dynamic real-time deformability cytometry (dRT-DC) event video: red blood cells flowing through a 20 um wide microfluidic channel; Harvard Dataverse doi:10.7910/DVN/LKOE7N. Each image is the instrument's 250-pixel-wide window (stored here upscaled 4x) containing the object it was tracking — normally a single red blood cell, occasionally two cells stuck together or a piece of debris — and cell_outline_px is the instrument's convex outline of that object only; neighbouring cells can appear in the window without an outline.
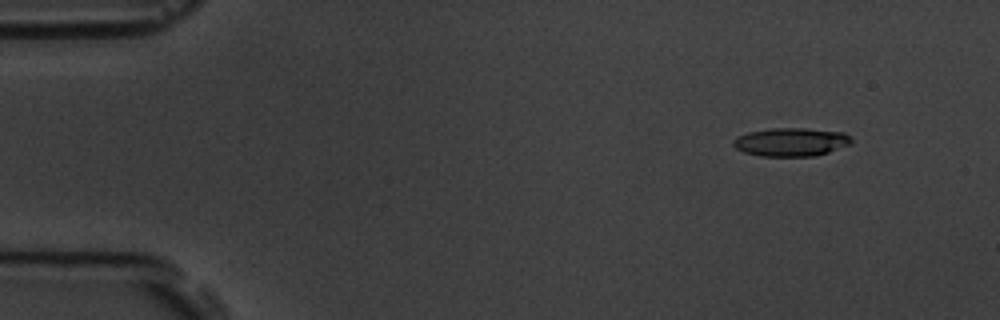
{"species": "common noctule bat (a hibernating species)", "species_latin": "Nyctalus noctula", "temperature_condition": "room temperature", "stored_images_in_passage": 15, "camera_frame_rate_fps": 3000, "um_per_image_px": 0.085, "animal": {"sex": "male", "body_mass_g": 19.5, "forearm_length_mm": 54.6}, "frame": {"image": 1, "passage_image": 2, "time_ms": 1.0, "image_size_px": [1000, 320], "cell_outline_px": [[852, 144], [816, 156], [760, 156], [744, 152], [736, 148], [732, 144], [732, 140], [736, 136], [748, 132], [772, 128], [804, 128], [844, 132], [852, 140]], "centroid_in_image_um": [67.22, 12.07], "position_along_channel_um": 17.8, "area_um2": 19.65}}
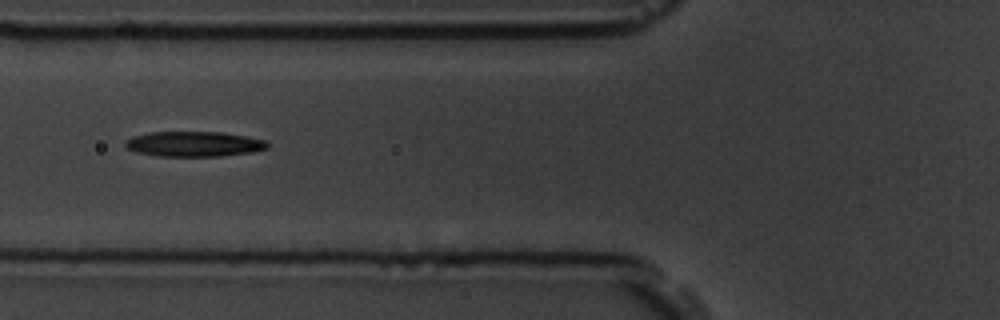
{"frame": {"image": 2, "passage_image": 6, "time_ms": 6.333, "image_size_px": [1000, 320], "cell_outline_px": [[268, 148], [252, 152], [220, 156], [160, 156], [136, 152], [128, 148], [124, 144], [124, 140], [132, 136], [148, 132], [224, 132], [248, 136], [264, 140], [268, 144]], "centroid_in_image_um": [16.47, 12.23], "position_along_channel_um": 109.3, "area_um2": 20.92}}
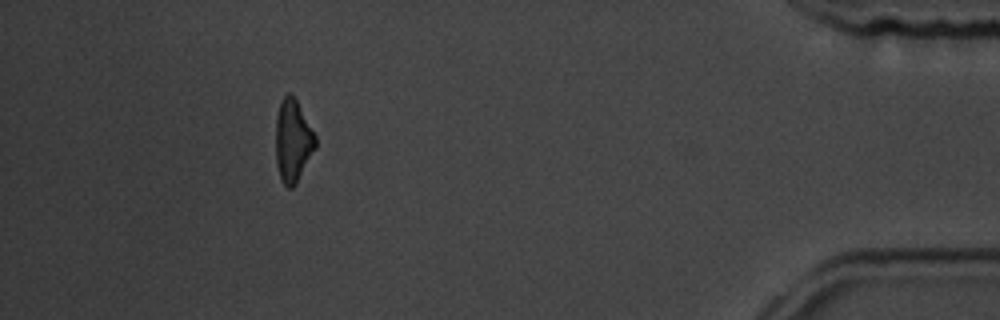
{"frame": {"image": 3, "passage_image": 14, "time_ms": 16.333, "image_size_px": [1000, 320], "cell_outline_px": [[316, 148], [296, 184], [292, 188], [288, 188], [280, 180], [276, 164], [276, 116], [280, 100], [288, 92], [292, 92], [316, 136]], "centroid_in_image_um": [24.88, 11.96], "position_along_channel_um": 410.3, "area_um2": 19.31}, "authors_computed_cell_mechanics": {"area_um2": 19.941, "velocity_mm_per_s": 3.5933, "shape_relaxation_time_tau1_ms": 6.371, "shape_relaxation_time_tau2_ms": 7.6732, "deformation_change_tau1": 0.1732, "deformation_change_tau2": 0.2097}}